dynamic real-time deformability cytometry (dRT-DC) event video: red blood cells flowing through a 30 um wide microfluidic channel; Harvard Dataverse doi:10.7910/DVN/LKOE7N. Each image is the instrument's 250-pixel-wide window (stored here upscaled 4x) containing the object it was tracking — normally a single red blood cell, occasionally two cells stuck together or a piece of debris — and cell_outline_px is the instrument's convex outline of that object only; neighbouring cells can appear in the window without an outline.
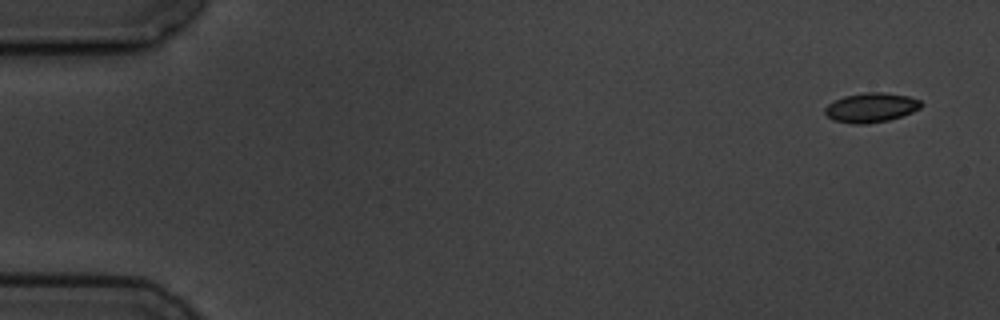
{"species": "common noctule bat (a hibernating species)", "species_latin": "Nyctalus noctula", "temperature_condition": "cold", "stored_images_in_passage": 4, "camera_frame_rate_fps": 3000, "um_per_image_px": 0.085, "animal": {"sex": "male", "body_mass_g": 19.5, "forearm_length_mm": 54.6}, "frame": {"image": 1, "passage_image": 1, "time_ms": 0.0, "image_size_px": [1000, 320], "cell_outline_px": [[924, 104], [920, 108], [912, 112], [888, 120], [868, 124], [852, 124], [832, 120], [824, 112], [824, 108], [828, 104], [844, 96], [868, 92], [880, 92], [908, 96], [920, 100]], "centroid_in_image_um": [74.03, 9.15], "position_along_channel_um": 11.0, "area_um2": 16.47}}
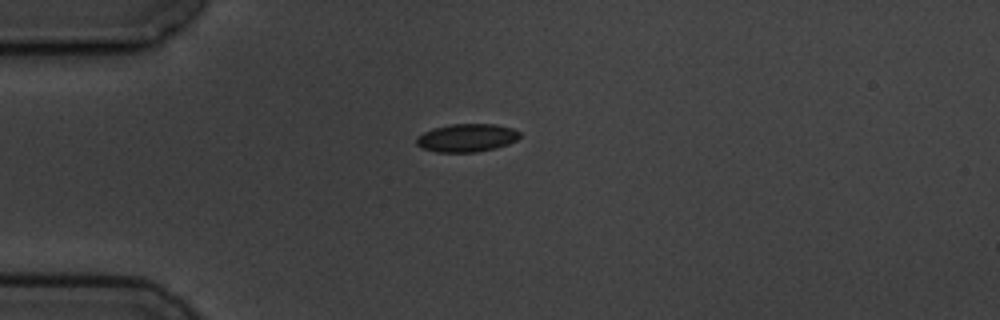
{"frame": {"image": 2, "passage_image": 4, "time_ms": 4.0, "image_size_px": [1000, 320], "cell_outline_px": [[520, 136], [516, 140], [508, 144], [496, 148], [476, 152], [436, 152], [420, 148], [416, 144], [416, 136], [424, 132], [436, 128], [452, 124], [496, 124], [512, 128], [520, 132]], "centroid_in_image_um": [39.66, 11.72], "position_along_channel_um": 45.3, "area_um2": 16.94}}